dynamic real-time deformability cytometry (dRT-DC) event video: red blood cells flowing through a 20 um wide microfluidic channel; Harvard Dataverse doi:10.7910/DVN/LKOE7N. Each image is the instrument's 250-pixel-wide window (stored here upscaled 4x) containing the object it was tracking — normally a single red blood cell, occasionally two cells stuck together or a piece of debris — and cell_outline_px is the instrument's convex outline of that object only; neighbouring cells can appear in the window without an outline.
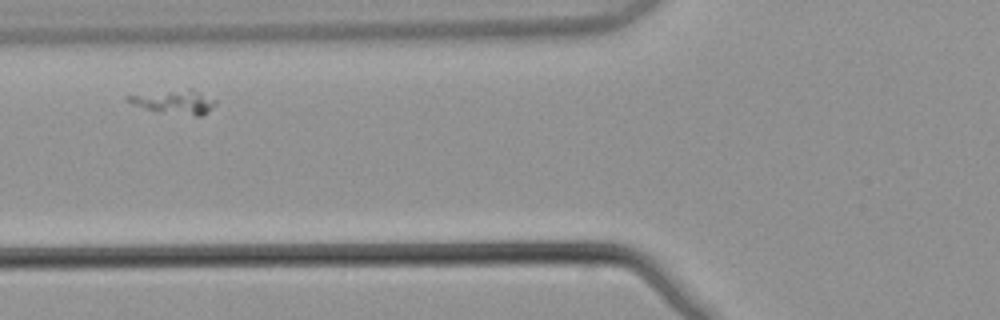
{"species": "common noctule bat (a hibernating species)", "species_latin": "Nyctalus noctula", "temperature_condition": "warm", "stored_images_in_passage": 6, "camera_frame_rate_fps": 3000, "um_per_image_px": 0.085, "animal": {"sex": "male", "body_mass_g": 21.5, "forearm_length_mm": 52.0}, "frame": {"image": 1, "passage_image": 2, "time_ms": 0.333, "image_size_px": [1000, 320], "cell_outline_px": [[216, 104], [208, 112], [200, 116], [196, 116], [156, 112], [132, 104], [124, 100], [124, 96], [188, 88], [200, 92], [216, 100]], "centroid_in_image_um": [14.82, 8.67], "position_along_channel_um": 111.0, "area_um2": 12.31}}
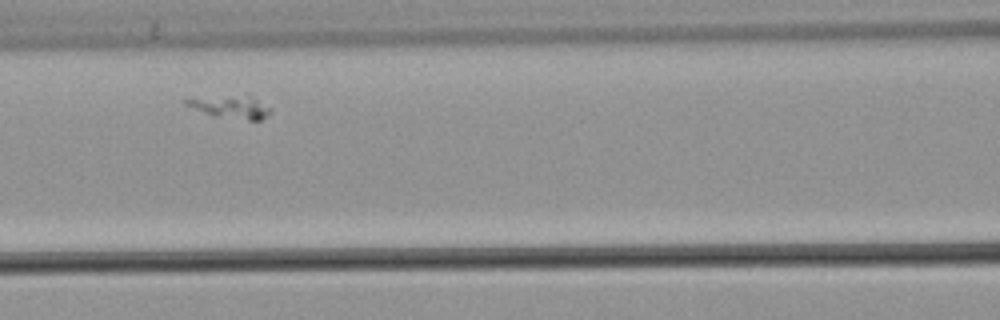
{"frame": {"image": 2, "passage_image": 3, "time_ms": 0.667, "image_size_px": [1000, 320], "cell_outline_px": [[272, 108], [260, 120], [248, 120], [212, 116], [184, 104], [184, 100], [248, 92]], "centroid_in_image_um": [19.67, 9.04], "position_along_channel_um": 146.9, "area_um2": 11.5}}
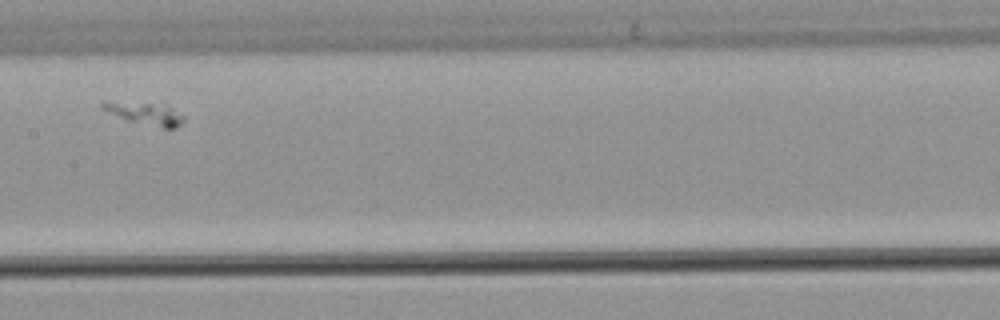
{"frame": {"image": 3, "passage_image": 4, "time_ms": 1.0, "image_size_px": [1000, 320], "cell_outline_px": [[184, 120], [180, 124], [172, 128], [164, 128], [128, 120], [100, 108], [100, 104], [164, 100], [184, 116]], "centroid_in_image_um": [12.5, 9.59], "position_along_channel_um": 194.9, "area_um2": 10.75}}